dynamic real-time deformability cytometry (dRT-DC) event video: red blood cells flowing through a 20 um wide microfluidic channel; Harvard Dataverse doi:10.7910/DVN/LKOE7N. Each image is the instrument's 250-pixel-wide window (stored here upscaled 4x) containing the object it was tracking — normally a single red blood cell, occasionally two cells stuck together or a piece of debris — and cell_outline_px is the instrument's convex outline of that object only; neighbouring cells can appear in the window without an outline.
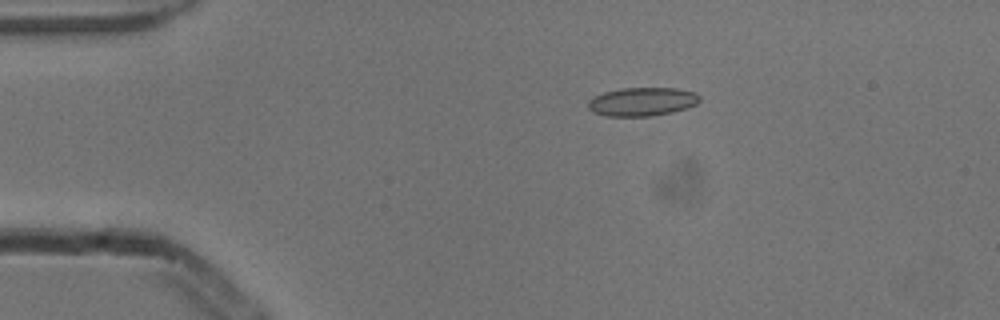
{"species": "common noctule bat (a hibernating species)", "species_latin": "Nyctalus noctula", "temperature_condition": "cold", "stored_images_in_passage": 5, "camera_frame_rate_fps": 3000, "um_per_image_px": 0.085, "animal": {"sex": "male", "body_mass_g": 13.3}, "frame": {"image": 1, "passage_image": 3, "time_ms": 0.667, "image_size_px": [1000, 320], "cell_outline_px": [[700, 100], [696, 104], [688, 108], [672, 112], [652, 116], [604, 116], [592, 112], [588, 108], [588, 100], [592, 96], [604, 92], [620, 88], [676, 88], [696, 92], [700, 96]], "centroid_in_image_um": [54.57, 8.64], "position_along_channel_um": 30.4, "area_um2": 18.84}}
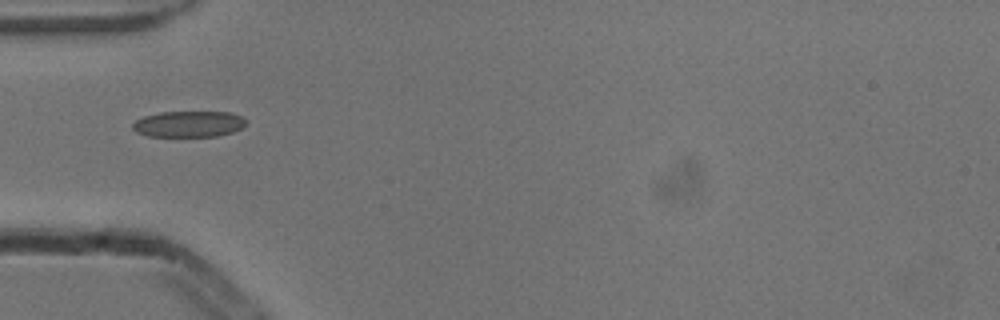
{"frame": {"image": 2, "passage_image": 5, "time_ms": 1.333, "image_size_px": [1000, 320], "cell_outline_px": [[244, 124], [240, 128], [232, 132], [216, 136], [148, 136], [136, 132], [132, 128], [132, 124], [136, 120], [144, 116], [160, 112], [232, 112], [240, 116], [244, 120]], "centroid_in_image_um": [15.99, 10.54], "position_along_channel_um": 69.0, "area_um2": 17.05}}